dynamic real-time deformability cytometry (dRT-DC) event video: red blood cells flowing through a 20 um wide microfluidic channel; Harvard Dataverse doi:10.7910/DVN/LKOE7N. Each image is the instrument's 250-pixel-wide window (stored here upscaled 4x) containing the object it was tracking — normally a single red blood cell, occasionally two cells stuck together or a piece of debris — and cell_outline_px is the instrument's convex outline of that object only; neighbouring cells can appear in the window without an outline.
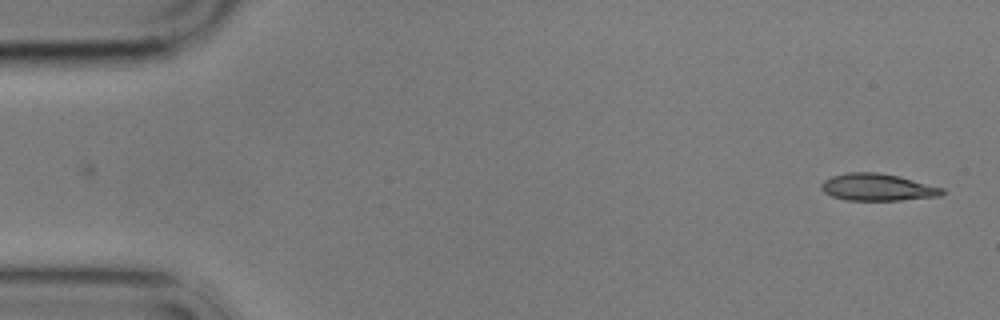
{"species": "common noctule bat (a hibernating species)", "species_latin": "Nyctalus noctula", "temperature_condition": "cold", "stored_images_in_passage": 4, "camera_frame_rate_fps": 3000, "um_per_image_px": 0.085, "animal": {"sex": "male", "body_mass_g": 17.9}, "frame": {"image": 1, "passage_image": 4, "time_ms": 5.0, "image_size_px": [1000, 320], "cell_outline_px": [[944, 192], [940, 196], [900, 200], [844, 200], [832, 196], [824, 192], [820, 188], [820, 184], [824, 180], [832, 176], [848, 172], [876, 172], [900, 176], [944, 188]], "centroid_in_image_um": [74.57, 15.91], "position_along_channel_um": 10.4, "area_um2": 19.13}}